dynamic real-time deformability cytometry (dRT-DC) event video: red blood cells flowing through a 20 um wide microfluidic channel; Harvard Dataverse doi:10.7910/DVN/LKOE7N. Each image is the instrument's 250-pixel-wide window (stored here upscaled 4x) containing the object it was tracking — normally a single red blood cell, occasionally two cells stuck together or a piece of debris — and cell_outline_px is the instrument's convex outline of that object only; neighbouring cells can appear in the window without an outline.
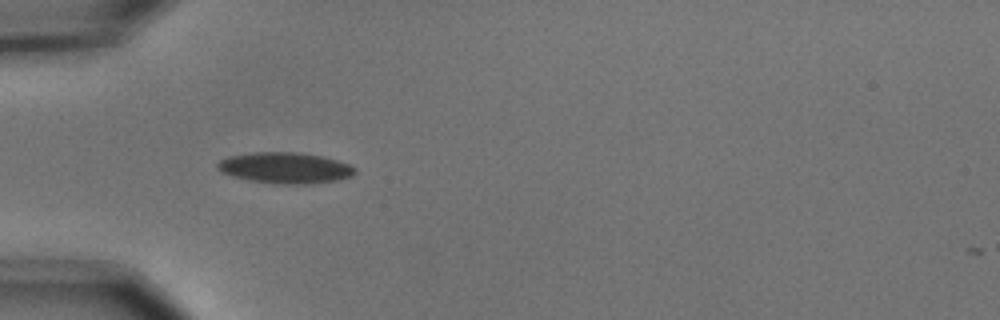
{"species": "common noctule bat (a hibernating species)", "species_latin": "Nyctalus noctula", "temperature_condition": "cold", "stored_images_in_passage": 1, "camera_frame_rate_fps": 3000, "um_per_image_px": 0.085, "animal": {"sex": "male", "body_mass_g": 15.6}, "frame": {"image": 1, "passage_image": 1, "time_ms": 0.0, "image_size_px": [1000, 320], "cell_outline_px": [[356, 172], [352, 176], [336, 180], [312, 184], [284, 184], [252, 180], [232, 176], [220, 172], [216, 168], [216, 164], [220, 160], [228, 156], [252, 152], [300, 152], [320, 156], [336, 160], [348, 164], [356, 168]], "centroid_in_image_um": [24.22, 14.26], "position_along_channel_um": 60.8, "area_um2": 24.8}}